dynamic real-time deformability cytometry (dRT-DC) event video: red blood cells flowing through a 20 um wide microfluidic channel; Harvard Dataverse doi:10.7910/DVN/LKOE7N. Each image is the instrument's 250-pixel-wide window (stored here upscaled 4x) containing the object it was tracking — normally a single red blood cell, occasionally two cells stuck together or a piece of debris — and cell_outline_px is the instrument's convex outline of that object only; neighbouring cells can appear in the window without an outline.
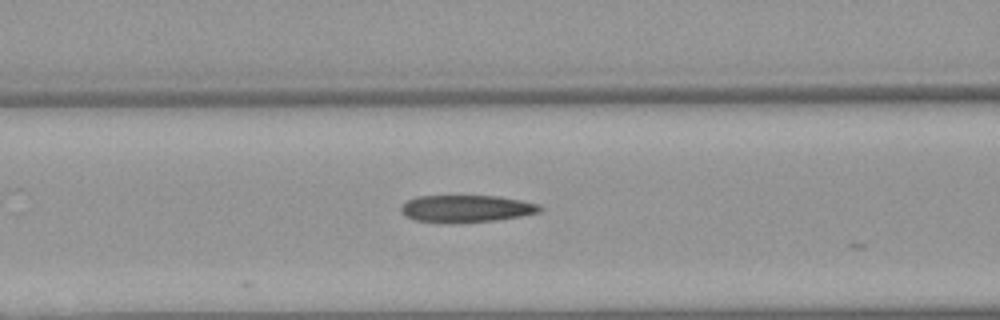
{"species": "Egyptian fruit bat (a non-hibernating species)", "species_latin": "Rousettus aegyptiacus", "temperature_condition": "warm", "stored_images_in_passage": 7, "camera_frame_rate_fps": 3000, "um_per_image_px": 0.085, "animal": {"sex": "female"}, "frame": {"image": 1, "passage_image": 5, "time_ms": 1.333, "image_size_px": [1000, 320], "cell_outline_px": [[544, 208], [540, 212], [520, 216], [496, 220], [416, 220], [404, 216], [400, 212], [400, 204], [416, 196], [500, 196], [540, 204]], "centroid_in_image_um": [39.66, 17.68], "position_along_channel_um": 126.9, "area_um2": 21.21}}